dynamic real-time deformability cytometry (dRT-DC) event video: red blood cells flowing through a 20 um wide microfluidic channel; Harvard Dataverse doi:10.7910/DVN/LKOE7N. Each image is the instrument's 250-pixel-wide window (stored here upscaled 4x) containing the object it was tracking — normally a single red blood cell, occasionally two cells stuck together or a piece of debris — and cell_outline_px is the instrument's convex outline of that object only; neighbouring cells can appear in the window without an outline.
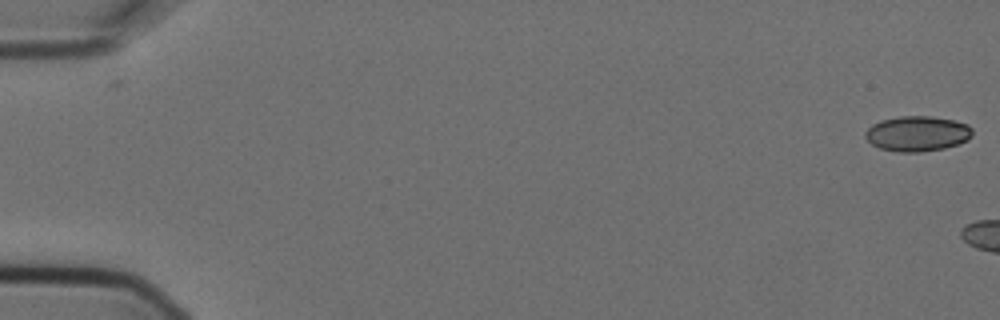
{"species": "Egyptian fruit bat (a non-hibernating species)", "species_latin": "Rousettus aegyptiacus", "temperature_condition": "cold", "stored_images_in_passage": 3, "camera_frame_rate_fps": 3000, "um_per_image_px": 0.085, "animal": {"sex": "female"}, "frame": {"image": 1, "passage_image": 1, "time_ms": 0.0, "image_size_px": [1000, 320], "cell_outline_px": [[972, 136], [968, 140], [944, 148], [920, 152], [900, 152], [880, 148], [872, 144], [864, 136], [864, 132], [872, 124], [880, 120], [900, 116], [932, 116], [956, 120], [968, 124], [972, 128]], "centroid_in_image_um": [77.98, 11.34], "position_along_channel_um": 7.0, "area_um2": 22.14}}